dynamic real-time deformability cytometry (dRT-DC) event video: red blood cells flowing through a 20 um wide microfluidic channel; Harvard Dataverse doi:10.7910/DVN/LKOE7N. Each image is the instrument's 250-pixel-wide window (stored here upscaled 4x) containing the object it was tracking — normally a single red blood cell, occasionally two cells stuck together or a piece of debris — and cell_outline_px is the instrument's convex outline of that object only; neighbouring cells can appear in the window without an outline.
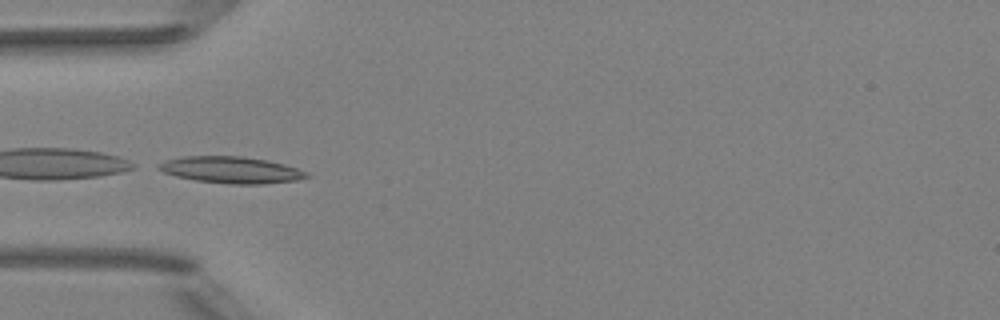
{"species": "Egyptian fruit bat (a non-hibernating species)", "species_latin": "Rousettus aegyptiacus", "temperature_condition": "room temperature", "stored_images_in_passage": 30, "camera_frame_rate_fps": 3000, "um_per_image_px": 0.085, "animal": {"sex": "female"}, "frame": {"image": 1, "passage_image": 1, "time_ms": 0.0, "image_size_px": [1000, 320], "cell_outline_px": [[312, 176], [296, 180], [264, 184], [232, 184], [196, 180], [176, 176], [164, 172], [156, 168], [156, 164], [164, 160], [184, 156], [240, 156], [268, 160], [284, 164], [308, 172]], "centroid_in_image_um": [19.64, 14.44], "position_along_channel_um": 65.4, "area_um2": 23.0}, "authors_computed_cell_mechanics": {"area_um2": 20.808, "velocity_mm_per_s": 3.9805, "shape_relaxation_time_tau1_ms": 7.6828, "shape_relaxation_time_tau2_ms": 1.6864, "deformation_change_tau1": 0.1953, "deformation_change_tau2": 0.0913}}